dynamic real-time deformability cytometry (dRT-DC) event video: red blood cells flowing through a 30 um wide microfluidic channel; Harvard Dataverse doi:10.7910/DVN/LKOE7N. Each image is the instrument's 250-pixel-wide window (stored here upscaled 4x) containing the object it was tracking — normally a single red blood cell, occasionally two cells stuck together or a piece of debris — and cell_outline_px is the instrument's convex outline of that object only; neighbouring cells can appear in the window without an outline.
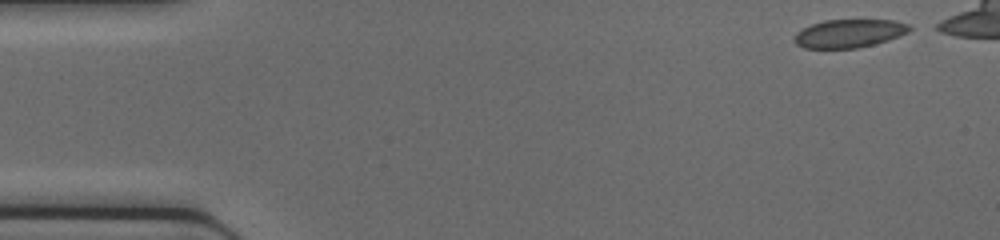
{"species": "common noctule bat (a hibernating species)", "species_latin": "Nyctalus noctula", "temperature_condition": "cold", "stored_images_in_passage": 39, "camera_frame_rate_fps": 3000, "um_per_image_px": 0.085, "animal": {"sex": "female", "body_mass_g": 17.0, "forearm_length_mm": 48.0}, "frame": {"image": 1, "passage_image": 1, "time_ms": 0.0, "image_size_px": [1000, 240], "cell_outline_px": [[912, 28], [908, 32], [888, 40], [856, 48], [804, 48], [796, 44], [792, 40], [796, 32], [812, 24], [824, 20], [896, 20], [908, 24]], "centroid_in_image_um": [72.15, 2.84], "position_along_channel_um": 12.8, "area_um2": 18.9}}
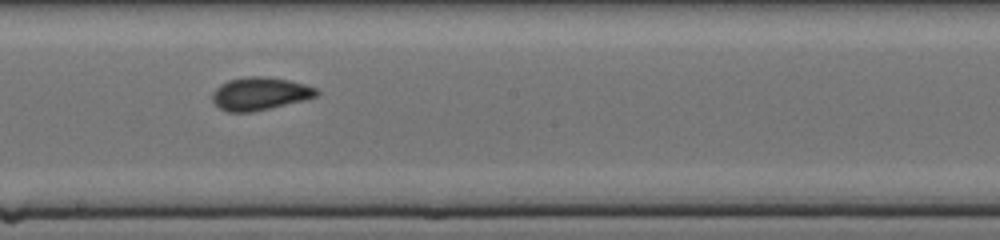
{"frame": {"image": 2, "passage_image": 23, "time_ms": 7.333, "image_size_px": [1000, 240], "cell_outline_px": [[320, 92], [316, 96], [252, 112], [228, 112], [220, 108], [212, 100], [212, 92], [220, 84], [228, 80], [248, 76], [264, 76], [288, 80], [304, 84], [316, 88]], "centroid_in_image_um": [22.04, 7.95], "position_along_channel_um": 226.2, "area_um2": 19.65}}
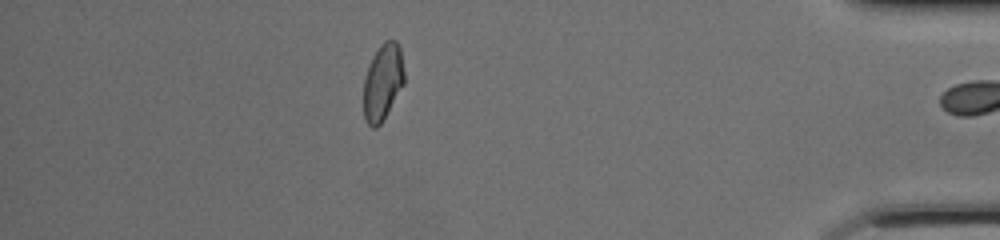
{"frame": {"image": 3, "passage_image": 38, "time_ms": 12.333, "image_size_px": [1000, 240], "cell_outline_px": [[404, 84], [380, 124], [376, 128], [372, 128], [368, 124], [364, 116], [364, 80], [372, 56], [380, 44], [384, 40], [396, 40], [400, 48], [404, 72]], "centroid_in_image_um": [32.54, 6.95], "position_along_channel_um": 402.7, "area_um2": 17.98}}